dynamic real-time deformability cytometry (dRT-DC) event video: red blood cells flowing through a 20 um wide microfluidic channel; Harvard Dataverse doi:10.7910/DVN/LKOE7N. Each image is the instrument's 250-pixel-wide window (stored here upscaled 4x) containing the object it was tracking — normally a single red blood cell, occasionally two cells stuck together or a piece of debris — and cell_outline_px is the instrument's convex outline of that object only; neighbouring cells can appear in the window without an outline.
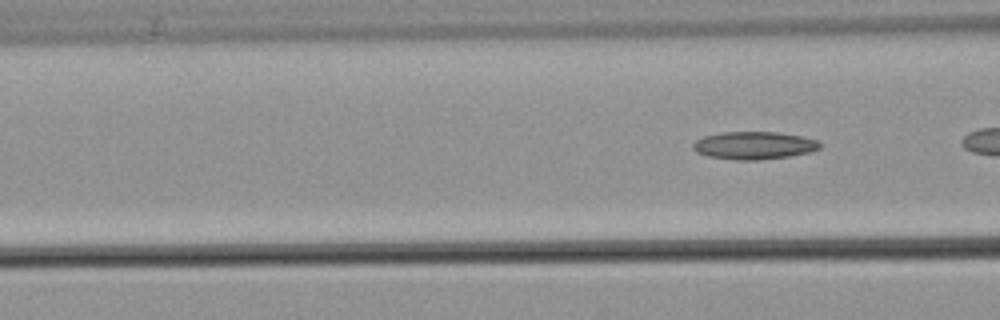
{"species": "common noctule bat (a hibernating species)", "species_latin": "Nyctalus noctula", "temperature_condition": "warm", "stored_images_in_passage": 7, "segment_of_instrument_passage": [2, 2], "camera_frame_rate_fps": 3000, "um_per_image_px": 0.085, "animal": {"sex": "male", "body_mass_g": 21.5, "forearm_length_mm": 52.0}, "frame": {"image": 1, "passage_image": 7, "time_ms": 8.333, "image_size_px": [1000, 320], "cell_outline_px": [[820, 148], [812, 152], [788, 156], [760, 160], [736, 160], [708, 156], [696, 152], [692, 148], [692, 144], [696, 140], [704, 136], [720, 132], [776, 132], [800, 136], [820, 140]], "centroid_in_image_um": [64.09, 12.36], "position_along_channel_um": 102.5, "area_um2": 20.58}}